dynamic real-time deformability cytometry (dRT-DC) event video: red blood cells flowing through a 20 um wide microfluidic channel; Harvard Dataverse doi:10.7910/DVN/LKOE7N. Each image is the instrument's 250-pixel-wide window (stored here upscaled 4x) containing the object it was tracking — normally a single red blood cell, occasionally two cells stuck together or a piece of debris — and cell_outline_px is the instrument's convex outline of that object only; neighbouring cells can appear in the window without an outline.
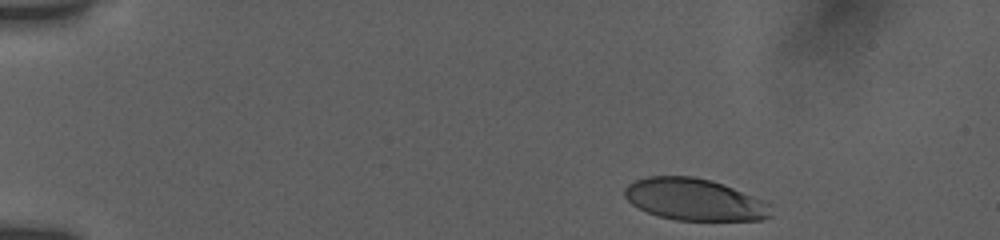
{"species": "human", "species_latin": "Homo sapiens", "temperature_condition": "room temperature", "stored_images_in_passage": 11, "camera_frame_rate_fps": 3000, "um_per_image_px": 0.085, "donor": {"sex": "female"}, "frame": {"image": 1, "passage_image": 1, "time_ms": 0.0, "image_size_px": [1000, 240], "cell_outline_px": [[772, 216], [760, 220], [676, 220], [660, 216], [648, 212], [632, 204], [624, 196], [624, 188], [628, 184], [636, 180], [648, 176], [692, 176], [712, 180], [724, 184], [752, 196], [768, 204]], "centroid_in_image_um": [58.99, 16.95], "position_along_channel_um": 26.0, "area_um2": 35.37}}
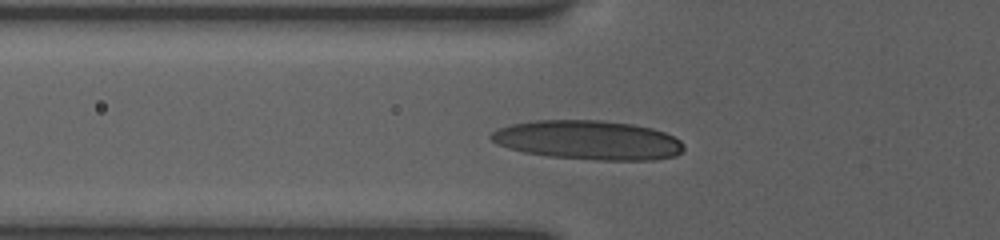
{"frame": {"image": 2, "passage_image": 7, "time_ms": 4.0, "image_size_px": [1000, 240], "cell_outline_px": [[684, 148], [676, 156], [656, 160], [600, 160], [548, 156], [524, 152], [508, 148], [496, 144], [488, 136], [496, 128], [512, 124], [532, 120], [600, 120], [632, 124], [652, 128], [664, 132], [680, 140], [684, 144]], "centroid_in_image_um": [49.98, 11.9], "position_along_channel_um": 75.8, "area_um2": 44.22}}
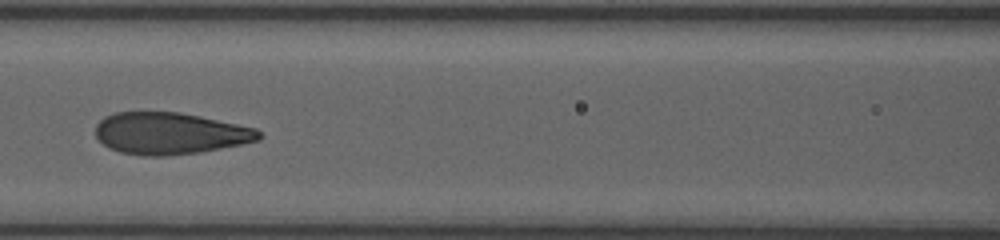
{"frame": {"image": 3, "passage_image": 10, "time_ms": 6.0, "image_size_px": [1000, 240], "cell_outline_px": [[264, 136], [260, 140], [200, 152], [164, 156], [144, 156], [120, 152], [108, 148], [96, 136], [96, 124], [104, 116], [116, 112], [180, 112], [200, 116], [256, 128]], "centroid_in_image_um": [14.44, 11.34], "position_along_channel_um": 152.2, "area_um2": 39.82}}